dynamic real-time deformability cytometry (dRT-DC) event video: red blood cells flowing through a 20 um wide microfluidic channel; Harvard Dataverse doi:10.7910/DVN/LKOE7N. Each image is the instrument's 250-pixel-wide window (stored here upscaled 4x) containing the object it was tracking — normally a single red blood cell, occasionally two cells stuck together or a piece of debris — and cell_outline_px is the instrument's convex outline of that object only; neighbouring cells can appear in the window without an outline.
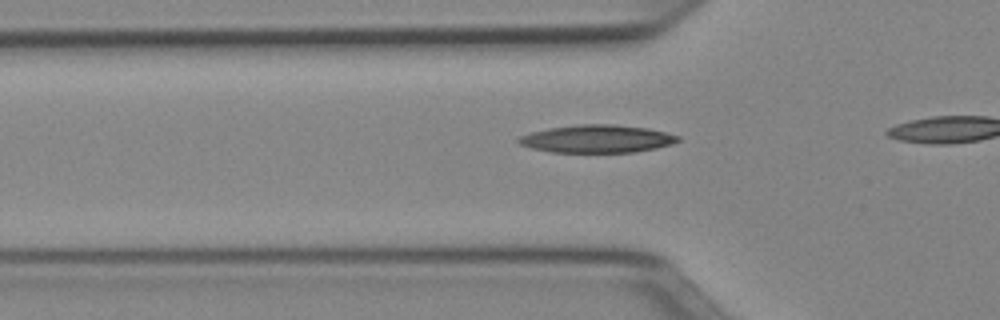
{"species": "Egyptian fruit bat (a non-hibernating species)", "species_latin": "Rousettus aegyptiacus", "temperature_condition": "cold", "stored_images_in_passage": 9, "camera_frame_rate_fps": 3000, "um_per_image_px": 0.085, "animal": {"sex": "female"}, "frame": {"image": 1, "passage_image": 4, "time_ms": 1.0, "image_size_px": [1000, 320], "cell_outline_px": [[680, 140], [672, 144], [656, 148], [636, 152], [548, 152], [532, 148], [520, 144], [516, 140], [520, 136], [532, 132], [548, 128], [580, 124], [612, 124], [648, 128], [680, 136]], "centroid_in_image_um": [50.75, 11.8], "position_along_channel_um": 75.0, "area_um2": 25.78}}
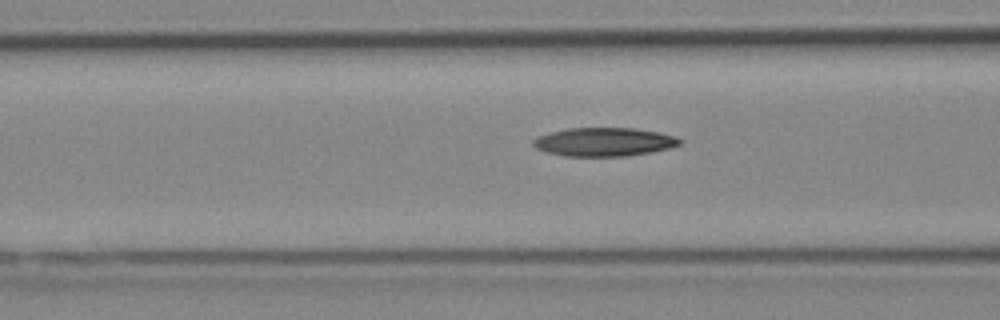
{"frame": {"image": 2, "passage_image": 7, "time_ms": 2.0, "image_size_px": [1000, 320], "cell_outline_px": [[684, 140], [680, 144], [668, 148], [652, 152], [628, 156], [564, 156], [548, 152], [536, 148], [532, 144], [532, 140], [536, 136], [568, 128], [632, 128], [660, 132], [676, 136]], "centroid_in_image_um": [51.36, 12.06], "position_along_channel_um": 115.2, "area_um2": 24.51}}